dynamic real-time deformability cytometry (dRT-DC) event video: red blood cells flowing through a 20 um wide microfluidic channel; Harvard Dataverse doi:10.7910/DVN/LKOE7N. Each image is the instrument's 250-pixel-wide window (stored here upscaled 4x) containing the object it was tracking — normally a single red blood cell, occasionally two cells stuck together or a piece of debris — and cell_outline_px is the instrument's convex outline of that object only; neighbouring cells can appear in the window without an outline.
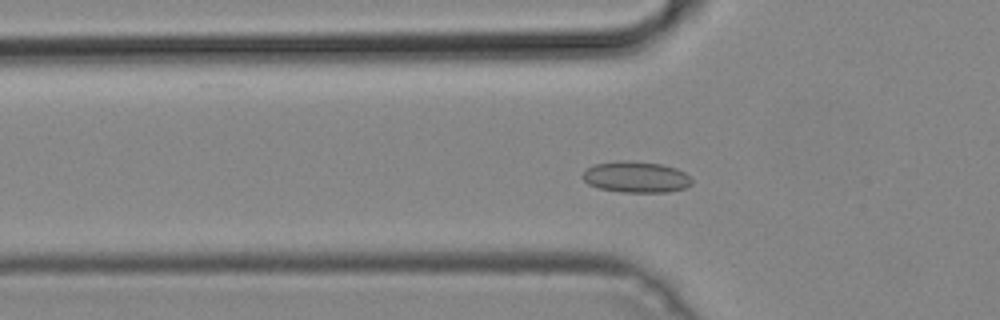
{"species": "common noctule bat (a hibernating species)", "species_latin": "Nyctalus noctula", "temperature_condition": "cold", "stored_images_in_passage": 36, "camera_frame_rate_fps": 3000, "um_per_image_px": 0.085, "animal": {"sex": "male", "body_mass_g": 19.2, "forearm_length_mm": 51.8}, "frame": {"image": 1, "passage_image": 2, "time_ms": 0.333, "image_size_px": [1000, 320], "cell_outline_px": [[692, 184], [684, 188], [668, 192], [620, 192], [600, 188], [588, 184], [580, 176], [592, 164], [620, 160], [624, 160], [660, 164], [676, 168], [684, 172], [692, 180]], "centroid_in_image_um": [54.04, 15.04], "position_along_channel_um": 71.8, "area_um2": 19.83}}
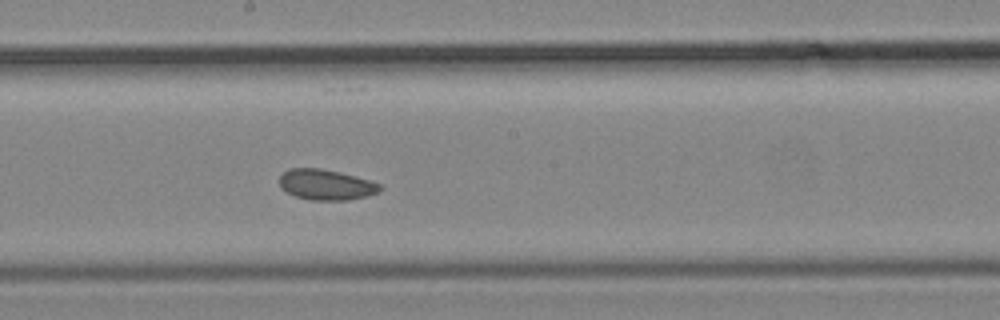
{"frame": {"image": 2, "passage_image": 13, "time_ms": 4.0, "image_size_px": [1000, 320], "cell_outline_px": [[384, 188], [380, 192], [368, 196], [348, 200], [312, 200], [296, 196], [280, 188], [280, 176], [288, 168], [320, 168], [340, 172], [368, 180], [380, 184]], "centroid_in_image_um": [27.74, 15.7], "position_along_channel_um": 220.5, "area_um2": 17.92}}
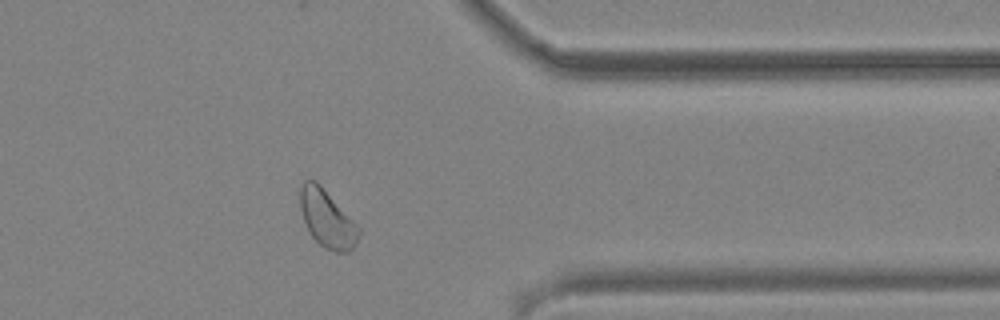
{"frame": {"image": 3, "passage_image": 26, "time_ms": 8.333, "image_size_px": [1000, 320], "cell_outline_px": [[360, 236], [356, 244], [348, 252], [336, 252], [324, 248], [312, 236], [304, 220], [300, 208], [300, 188], [304, 180], [316, 180], [320, 184], [360, 228]], "centroid_in_image_um": [27.81, 18.6], "position_along_channel_um": 383.6, "area_um2": 19.42}}